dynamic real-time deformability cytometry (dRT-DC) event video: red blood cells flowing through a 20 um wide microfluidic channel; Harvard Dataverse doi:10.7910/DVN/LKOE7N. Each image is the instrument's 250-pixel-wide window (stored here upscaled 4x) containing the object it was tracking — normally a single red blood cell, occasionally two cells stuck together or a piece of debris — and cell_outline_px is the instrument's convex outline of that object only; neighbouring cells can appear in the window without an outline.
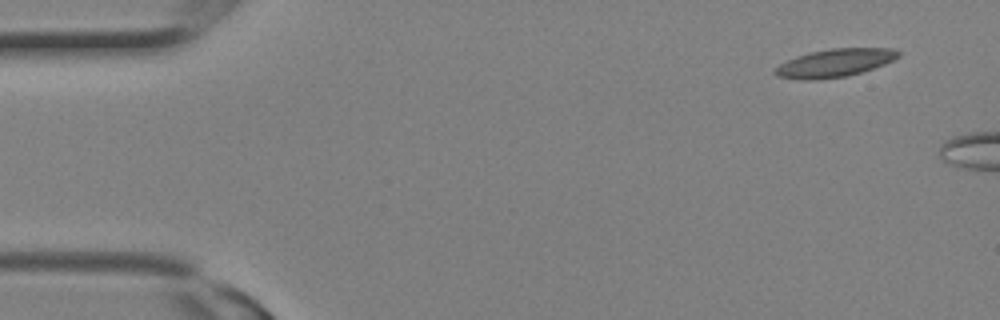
{"species": "Egyptian fruit bat (a non-hibernating species)", "species_latin": "Rousettus aegyptiacus", "temperature_condition": "room temperature", "stored_images_in_passage": 4, "camera_frame_rate_fps": 3000, "um_per_image_px": 0.085, "animal": {"sex": "female"}, "frame": {"image": 1, "passage_image": 4, "time_ms": 1.0, "image_size_px": [1000, 320], "cell_outline_px": [[900, 56], [884, 64], [848, 76], [816, 80], [804, 80], [776, 76], [772, 72], [780, 64], [796, 56], [812, 52], [832, 48], [892, 48], [900, 52]], "centroid_in_image_um": [70.94, 5.35], "position_along_channel_um": 14.1, "area_um2": 20.0}}